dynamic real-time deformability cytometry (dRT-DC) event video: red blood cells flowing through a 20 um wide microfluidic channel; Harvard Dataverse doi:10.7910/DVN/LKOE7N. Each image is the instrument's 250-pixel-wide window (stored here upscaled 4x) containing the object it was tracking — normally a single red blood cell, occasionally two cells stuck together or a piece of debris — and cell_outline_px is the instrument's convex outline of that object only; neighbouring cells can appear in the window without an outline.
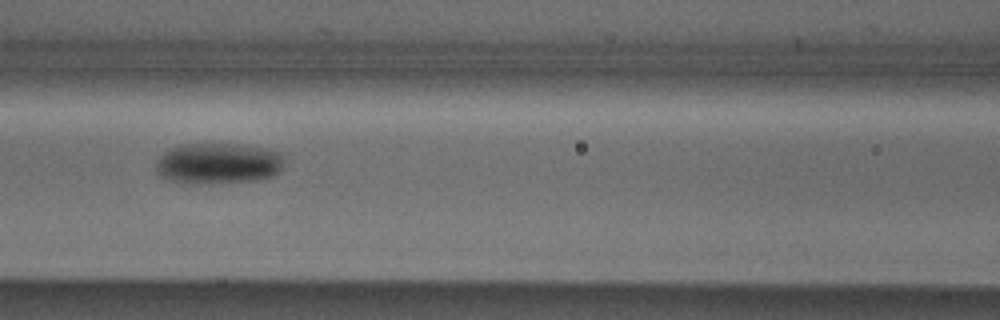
{"species": "Egyptian fruit bat (a non-hibernating species)", "species_latin": "Rousettus aegyptiacus", "temperature_condition": "cold", "stored_images_in_passage": 9, "camera_frame_rate_fps": 3000, "um_per_image_px": 0.085, "animal": {"sex": "male"}, "frame": {"image": 1, "passage_image": 7, "time_ms": 7.0, "image_size_px": [1000, 320], "cell_outline_px": [[284, 160], [280, 172], [272, 176], [256, 180], [168, 180], [156, 172], [156, 160], [164, 152], [180, 144], [240, 144], [264, 148], [280, 152]], "centroid_in_image_um": [18.58, 13.82], "position_along_channel_um": 148.0, "area_um2": 29.42}}
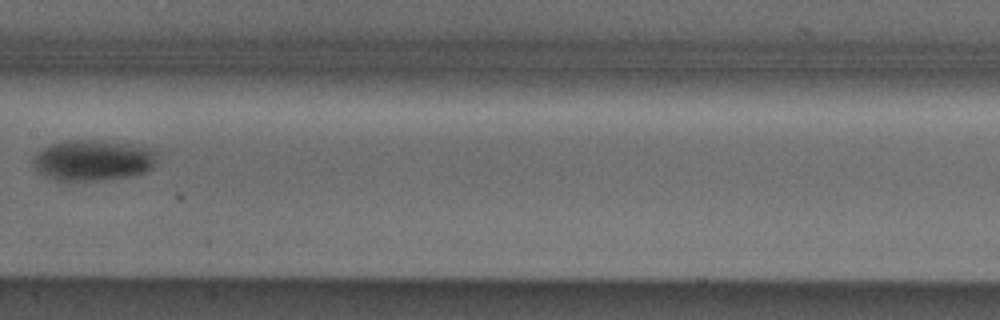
{"frame": {"image": 2, "passage_image": 8, "time_ms": 8.333, "image_size_px": [1000, 320], "cell_outline_px": [[156, 156], [152, 168], [148, 172], [132, 176], [92, 180], [56, 180], [36, 172], [36, 156], [44, 148], [52, 144], [68, 140], [84, 140], [120, 144], [152, 148], [156, 152]], "centroid_in_image_um": [7.94, 13.64], "position_along_channel_um": 199.5, "area_um2": 28.55}}
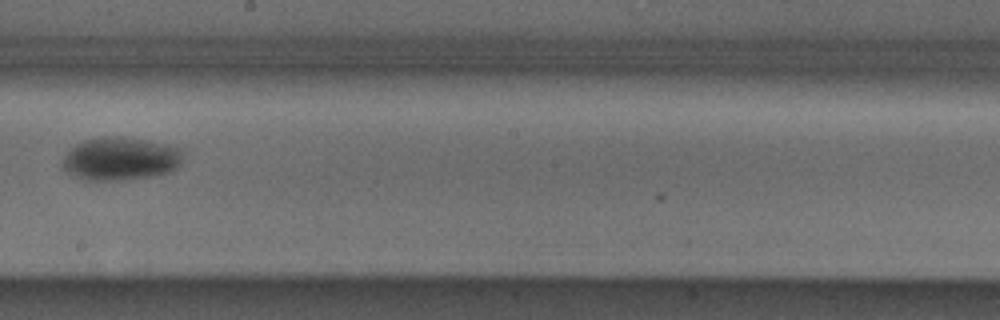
{"frame": {"image": 3, "passage_image": 9, "time_ms": 9.333, "image_size_px": [1000, 320], "cell_outline_px": [[184, 152], [180, 164], [172, 172], [156, 176], [128, 180], [80, 180], [64, 172], [60, 164], [64, 156], [76, 144], [84, 140], [108, 136], [116, 136], [144, 140], [164, 144], [180, 148]], "centroid_in_image_um": [10.21, 13.53], "position_along_channel_um": 238.0, "area_um2": 30.75}}